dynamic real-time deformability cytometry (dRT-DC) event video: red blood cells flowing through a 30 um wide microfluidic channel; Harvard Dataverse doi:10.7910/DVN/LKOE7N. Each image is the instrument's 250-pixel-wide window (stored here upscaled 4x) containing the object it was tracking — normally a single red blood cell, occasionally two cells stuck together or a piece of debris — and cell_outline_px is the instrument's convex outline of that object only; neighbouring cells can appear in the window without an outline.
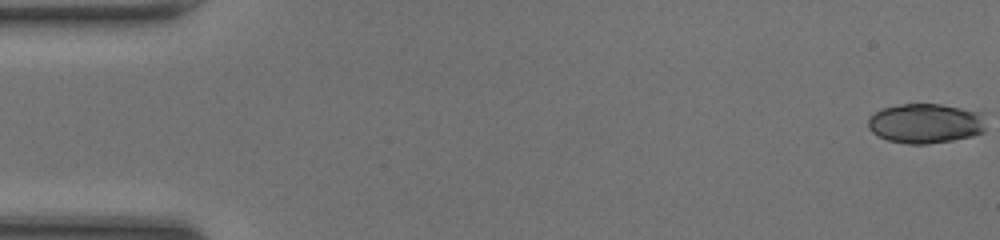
{"species": "common noctule bat (a hibernating species)", "species_latin": "Nyctalus noctula", "temperature_condition": "room temperature", "stored_images_in_passage": 48, "camera_frame_rate_fps": 3000, "um_per_image_px": 0.085, "animal": {"sex": "female", "body_mass_g": 20.0, "forearm_length_mm": 54.0}, "frame": {"image": 1, "passage_image": 1, "time_ms": 0.0, "image_size_px": [1000, 240], "cell_outline_px": [[984, 132], [972, 136], [952, 140], [924, 144], [908, 144], [888, 140], [872, 132], [868, 128], [868, 120], [880, 108], [900, 104], [940, 104], [980, 112], [984, 128]], "centroid_in_image_um": [78.63, 10.49], "position_along_channel_um": 6.4, "area_um2": 26.99}}
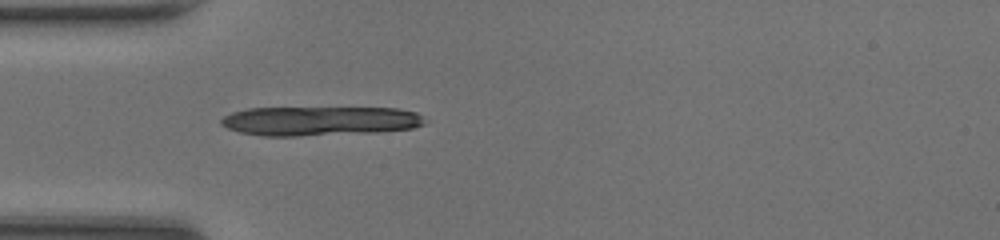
{"frame": {"image": 2, "passage_image": 15, "time_ms": 4.667, "image_size_px": [1000, 240], "cell_outline_px": [[428, 120], [424, 124], [412, 128], [376, 132], [300, 136], [260, 136], [240, 132], [228, 128], [220, 124], [220, 120], [224, 116], [232, 112], [248, 108], [400, 108], [416, 112]], "centroid_in_image_um": [27.19, 10.28], "position_along_channel_um": 57.8, "area_um2": 34.97}}